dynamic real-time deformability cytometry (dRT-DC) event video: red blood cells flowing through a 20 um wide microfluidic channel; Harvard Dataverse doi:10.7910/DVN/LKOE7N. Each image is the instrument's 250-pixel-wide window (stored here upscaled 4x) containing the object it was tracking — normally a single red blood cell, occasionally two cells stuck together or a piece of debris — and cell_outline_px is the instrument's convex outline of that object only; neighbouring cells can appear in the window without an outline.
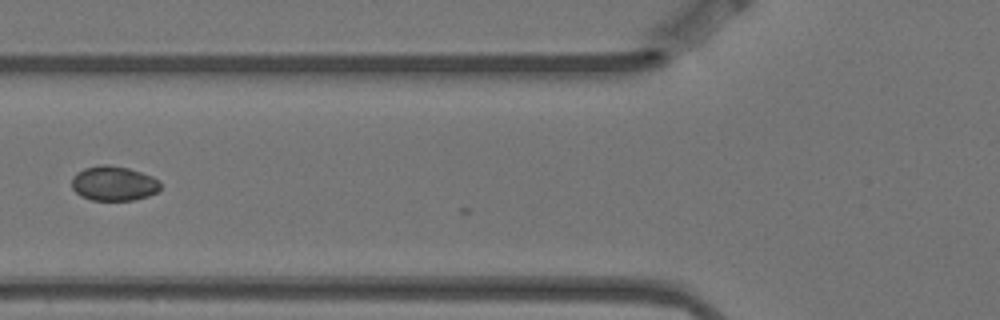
{"species": "Egyptian fruit bat (a non-hibernating species)", "species_latin": "Rousettus aegyptiacus", "temperature_condition": "warm", "stored_images_in_passage": 4, "camera_frame_rate_fps": 3000, "um_per_image_px": 0.085, "animal": {"sex": "female"}, "frame": {"image": 1, "passage_image": 4, "time_ms": 1.0, "image_size_px": [1000, 320], "cell_outline_px": [[160, 188], [156, 192], [148, 196], [132, 200], [92, 200], [80, 196], [72, 188], [72, 176], [76, 172], [84, 168], [100, 164], [108, 164], [128, 168], [152, 176], [160, 180]], "centroid_in_image_um": [9.64, 15.58], "position_along_channel_um": 116.2, "area_um2": 18.03}}